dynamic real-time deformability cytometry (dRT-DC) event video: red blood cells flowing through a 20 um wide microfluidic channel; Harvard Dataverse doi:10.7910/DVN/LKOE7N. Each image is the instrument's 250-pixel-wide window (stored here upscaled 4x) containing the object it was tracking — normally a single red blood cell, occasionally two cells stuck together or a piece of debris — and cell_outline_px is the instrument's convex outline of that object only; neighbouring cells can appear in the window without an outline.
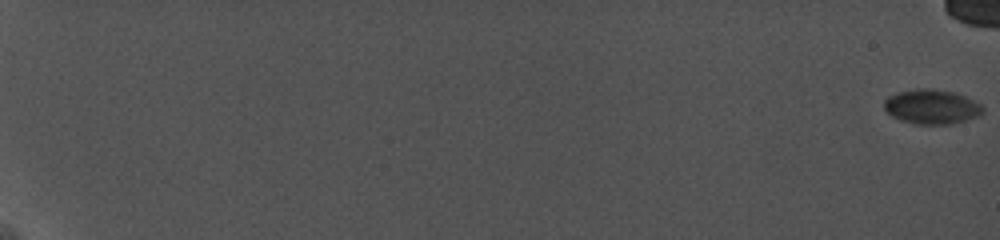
{"species": "common noctule bat (a hibernating species)", "species_latin": "Nyctalus noctula", "temperature_condition": "cold", "stored_images_in_passage": 64, "camera_frame_rate_fps": 5000, "um_per_image_px": 0.085, "animal": {"sex": "female", "body_mass_g": 19.0, "forearm_length_mm": 56.7}, "frame": {"image": 1, "passage_image": 1, "time_ms": 0.0, "image_size_px": [1000, 240], "cell_outline_px": [[984, 112], [976, 116], [964, 120], [948, 124], [916, 124], [900, 120], [892, 116], [884, 108], [884, 100], [888, 96], [900, 92], [916, 88], [932, 88], [956, 92], [980, 104], [984, 108]], "centroid_in_image_um": [79.17, 9.06], "position_along_channel_um": 5.8, "area_um2": 19.77}}
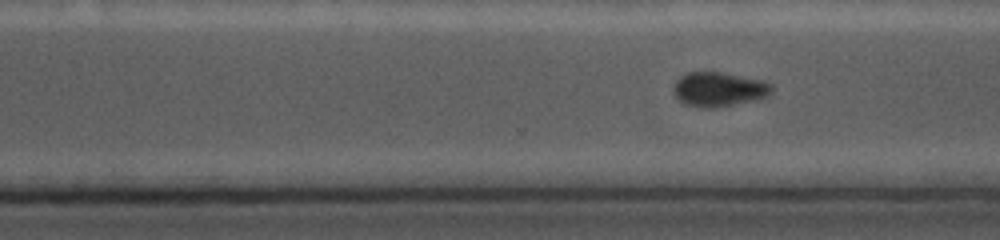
{"frame": {"image": 2, "passage_image": 51, "time_ms": 15.4, "image_size_px": [1000, 240], "cell_outline_px": [[772, 92], [764, 96], [752, 100], [712, 108], [700, 108], [684, 104], [672, 92], [672, 88], [676, 80], [680, 76], [688, 72], [720, 72], [764, 80], [772, 84]], "centroid_in_image_um": [61.05, 7.58], "position_along_channel_um": 309.6, "area_um2": 19.59}}
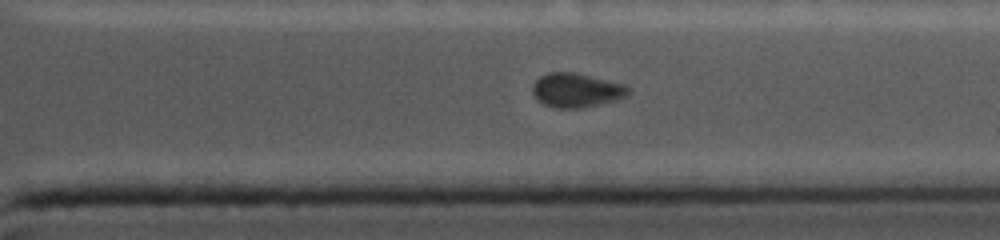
{"frame": {"image": 3, "passage_image": 57, "time_ms": 16.8, "image_size_px": [1000, 240], "cell_outline_px": [[632, 92], [616, 100], [580, 108], [556, 108], [544, 104], [536, 100], [532, 92], [532, 84], [540, 76], [548, 72], [576, 72], [624, 84]], "centroid_in_image_um": [48.96, 7.66], "position_along_channel_um": 362.4, "area_um2": 19.13}}